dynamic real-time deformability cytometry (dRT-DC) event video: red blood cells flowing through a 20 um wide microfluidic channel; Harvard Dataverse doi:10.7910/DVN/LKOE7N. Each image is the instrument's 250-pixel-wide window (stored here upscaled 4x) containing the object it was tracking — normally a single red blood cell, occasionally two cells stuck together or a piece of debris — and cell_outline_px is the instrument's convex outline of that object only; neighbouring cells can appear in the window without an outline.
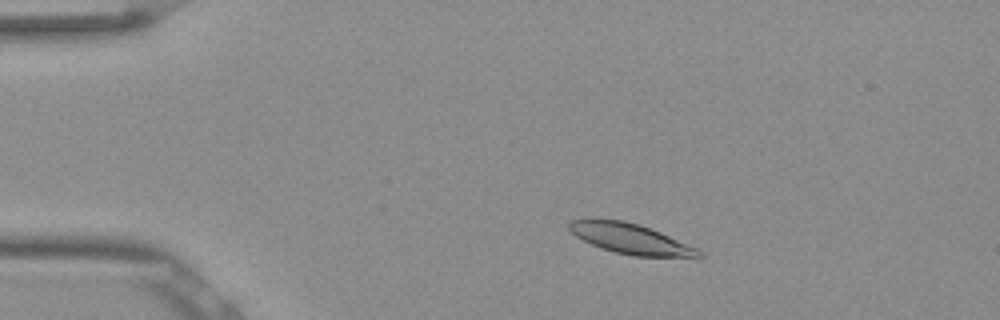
{"species": "Egyptian fruit bat (a non-hibernating species)", "species_latin": "Rousettus aegyptiacus", "temperature_condition": "room temperature", "stored_images_in_passage": 47, "camera_frame_rate_fps": 3000, "um_per_image_px": 0.085, "frame": {"image": 1, "passage_image": 4, "time_ms": 1.0, "image_size_px": [1000, 320], "cell_outline_px": [[704, 256], [700, 260], [632, 256], [616, 252], [592, 244], [576, 236], [568, 228], [568, 224], [572, 220], [624, 220], [640, 224], [660, 232], [696, 248], [704, 252]], "centroid_in_image_um": [53.79, 20.36], "position_along_channel_um": 31.2, "area_um2": 23.18}}
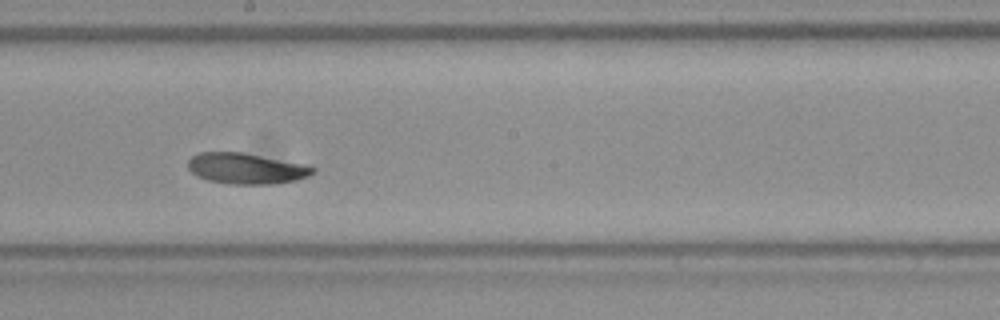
{"frame": {"image": 2, "passage_image": 24, "time_ms": 7.667, "image_size_px": [1000, 320], "cell_outline_px": [[316, 172], [308, 176], [296, 180], [272, 184], [232, 184], [208, 180], [196, 176], [188, 168], [188, 160], [192, 156], [200, 152], [240, 152], [304, 164], [316, 168]], "centroid_in_image_um": [20.92, 14.32], "position_along_channel_um": 227.3, "area_um2": 22.31}}
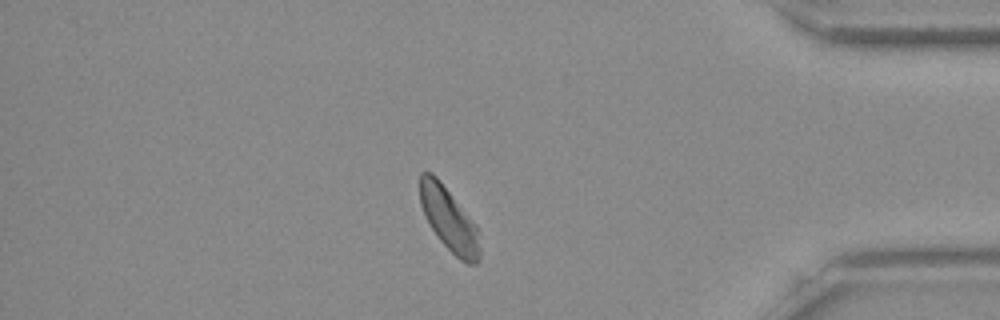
{"frame": {"image": 3, "passage_image": 40, "time_ms": 13.0, "image_size_px": [1000, 320], "cell_outline_px": [[480, 260], [476, 264], [468, 264], [460, 260], [440, 240], [432, 228], [420, 204], [420, 172], [432, 172], [440, 180], [476, 224], [480, 232]], "centroid_in_image_um": [38.21, 18.66], "position_along_channel_um": 397.0, "area_um2": 22.14}, "authors_computed_cell_mechanics": {"area_um2": 22.7154, "velocity_mm_per_s": 3.7807, "shape_relaxation_time_tau1_ms": 6.7443, "shape_relaxation_time_tau2_ms": null, "deformation_change_tau1": 0.168, "deformation_change_tau2": null}}